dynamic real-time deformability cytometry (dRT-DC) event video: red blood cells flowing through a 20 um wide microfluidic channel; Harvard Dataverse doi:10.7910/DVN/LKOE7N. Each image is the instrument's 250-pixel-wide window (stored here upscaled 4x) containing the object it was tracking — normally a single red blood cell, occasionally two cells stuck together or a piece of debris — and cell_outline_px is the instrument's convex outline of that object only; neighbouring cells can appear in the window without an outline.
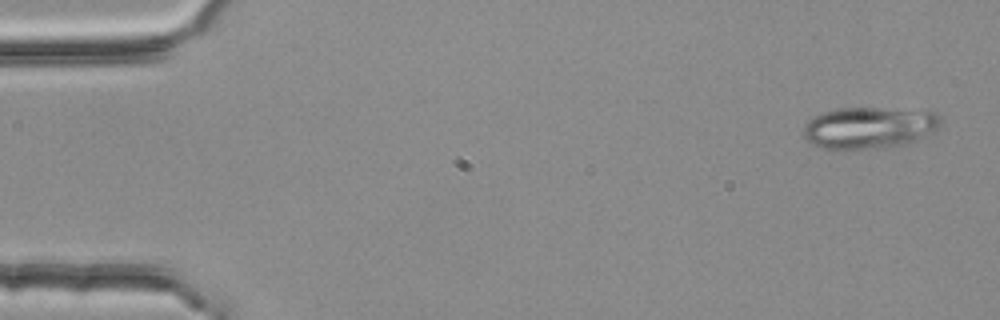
{"species": "common noctule bat (a hibernating species)", "species_latin": "Nyctalus noctula", "temperature_condition": "room temperature", "stored_images_in_passage": 3, "camera_frame_rate_fps": 3000, "um_per_image_px": 0.085, "animal": {"sex": "female", "body_mass_g": 25.1}, "frame": {"image": 1, "passage_image": 1, "time_ms": 0.0, "image_size_px": [1000, 320], "cell_outline_px": [[944, 120], [928, 136], [908, 144], [880, 148], [820, 148], [812, 144], [804, 136], [804, 124], [808, 120], [820, 112], [836, 108], [876, 108], [936, 112]], "centroid_in_image_um": [73.89, 10.85], "position_along_channel_um": 11.1, "area_um2": 33.35}}